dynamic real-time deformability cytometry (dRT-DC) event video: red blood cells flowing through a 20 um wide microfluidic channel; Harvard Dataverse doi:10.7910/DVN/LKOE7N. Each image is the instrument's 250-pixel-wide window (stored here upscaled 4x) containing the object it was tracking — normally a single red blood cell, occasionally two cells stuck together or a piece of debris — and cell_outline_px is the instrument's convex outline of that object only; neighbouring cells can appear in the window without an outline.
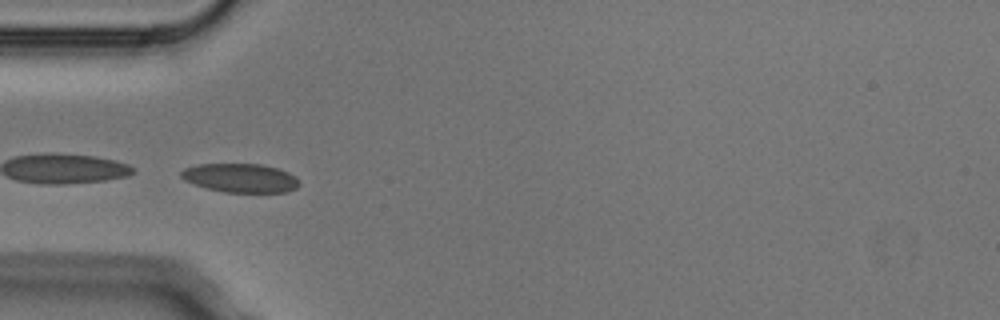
{"species": "Egyptian fruit bat (a non-hibernating species)", "species_latin": "Rousettus aegyptiacus", "temperature_condition": "cold", "stored_images_in_passage": 8, "camera_frame_rate_fps": 3000, "um_per_image_px": 0.085, "animal": {"sex": "male"}, "frame": {"image": 1, "passage_image": 4, "time_ms": 1.0, "image_size_px": [1000, 320], "cell_outline_px": [[300, 184], [296, 188], [288, 192], [224, 192], [208, 188], [184, 180], [180, 176], [180, 172], [184, 168], [196, 164], [260, 164], [276, 168], [288, 172], [296, 176], [300, 180]], "centroid_in_image_um": [20.46, 15.12], "position_along_channel_um": 64.5, "area_um2": 19.88}}
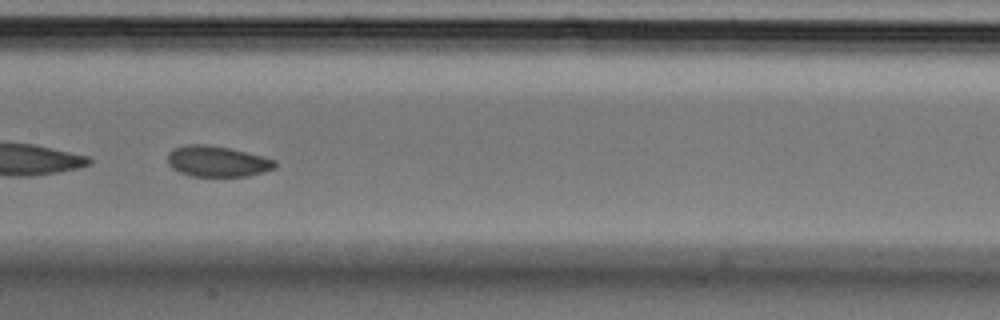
{"frame": {"image": 2, "passage_image": 7, "time_ms": 2.0, "image_size_px": [1000, 320], "cell_outline_px": [[276, 168], [264, 172], [248, 176], [188, 176], [172, 168], [168, 164], [168, 152], [172, 148], [184, 144], [208, 144], [228, 148], [276, 160]], "centroid_in_image_um": [18.42, 13.71], "position_along_channel_um": 189.0, "area_um2": 19.36}}
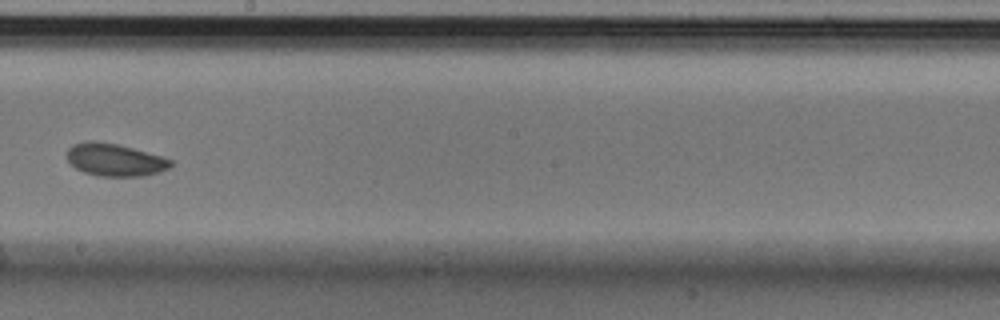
{"frame": {"image": 3, "passage_image": 8, "time_ms": 2.333, "image_size_px": [1000, 320], "cell_outline_px": [[172, 164], [168, 168], [160, 172], [140, 176], [100, 176], [84, 172], [76, 168], [68, 160], [68, 148], [72, 144], [88, 140], [92, 140], [116, 144], [132, 148], [160, 156], [172, 160]], "centroid_in_image_um": [9.74, 13.58], "position_along_channel_um": 238.5, "area_um2": 19.42}}